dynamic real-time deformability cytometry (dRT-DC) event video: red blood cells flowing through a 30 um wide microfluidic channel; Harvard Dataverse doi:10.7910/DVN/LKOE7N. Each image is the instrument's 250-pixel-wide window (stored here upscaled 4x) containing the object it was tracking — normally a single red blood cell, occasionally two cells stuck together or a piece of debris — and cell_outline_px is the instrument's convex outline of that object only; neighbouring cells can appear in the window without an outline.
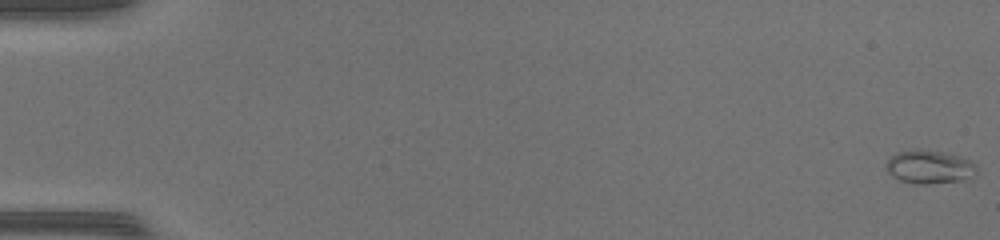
{"species": "common noctule bat (a hibernating species)", "species_latin": "Nyctalus noctula", "temperature_condition": "warm", "stored_images_in_passage": 50, "camera_frame_rate_fps": 3000, "um_per_image_px": 0.085, "animal": {"sex": "female", "body_mass_g": 17.0, "forearm_length_mm": 48.0}, "frame": {"image": 1, "passage_image": 1, "time_ms": 0.0, "image_size_px": [1000, 240], "cell_outline_px": [[976, 176], [972, 180], [928, 184], [916, 184], [900, 180], [892, 176], [884, 168], [884, 164], [896, 152], [916, 148], [940, 152], [956, 156], [968, 160], [976, 164]], "centroid_in_image_um": [79.0, 14.21], "position_along_channel_um": 6.0, "area_um2": 17.98}}
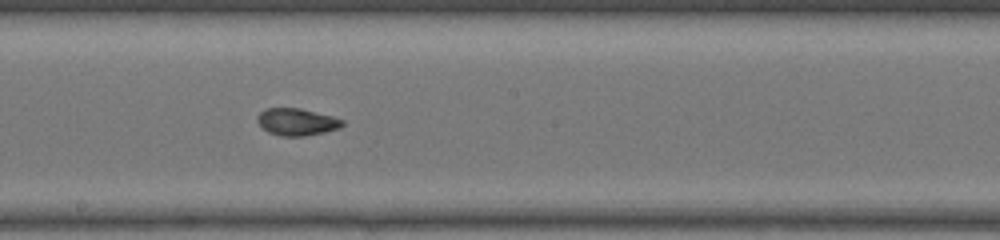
{"frame": {"image": 2, "passage_image": 29, "time_ms": 9.333, "image_size_px": [1000, 240], "cell_outline_px": [[344, 124], [340, 128], [324, 132], [304, 136], [280, 136], [268, 132], [256, 120], [256, 116], [264, 108], [300, 108], [332, 116], [344, 120]], "centroid_in_image_um": [25.22, 10.35], "position_along_channel_um": 223.0, "area_um2": 13.47}}
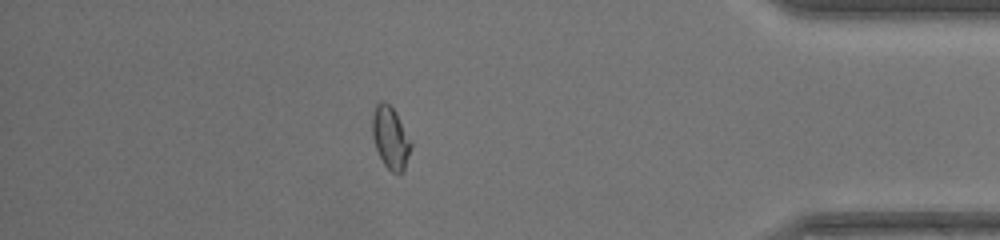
{"frame": {"image": 3, "passage_image": 44, "time_ms": 14.333, "image_size_px": [1000, 240], "cell_outline_px": [[412, 144], [404, 168], [400, 172], [392, 172], [384, 164], [376, 148], [372, 136], [372, 116], [376, 104], [380, 100], [384, 100], [396, 112], [412, 140]], "centroid_in_image_um": [33.19, 11.65], "position_along_channel_um": 402.0, "area_um2": 13.93}, "authors_computed_cell_mechanics": {"area_um2": 14.161, "velocity_mm_per_s": 4.311, "shape_relaxation_time_tau1_ms": null, "shape_relaxation_time_tau2_ms": 1.3957, "deformation_change_tau1": null, "deformation_change_tau2": 0.0507}}